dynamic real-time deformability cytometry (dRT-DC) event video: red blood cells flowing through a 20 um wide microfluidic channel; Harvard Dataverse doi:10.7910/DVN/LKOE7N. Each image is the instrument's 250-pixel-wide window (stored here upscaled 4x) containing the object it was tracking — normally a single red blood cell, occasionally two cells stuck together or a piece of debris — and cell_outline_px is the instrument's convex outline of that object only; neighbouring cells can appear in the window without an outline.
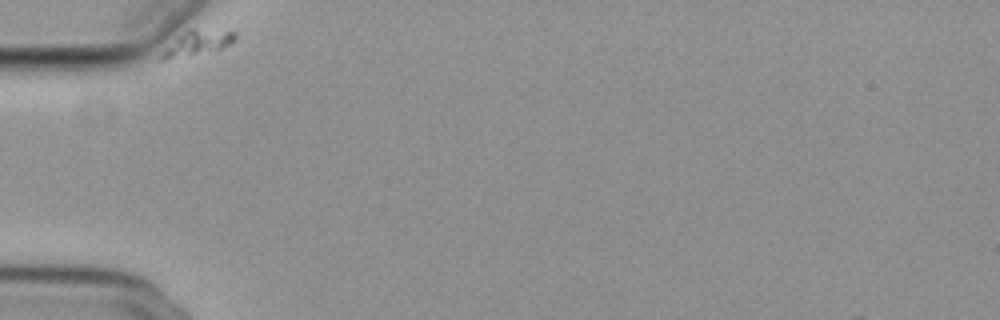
{"species": "common noctule bat (a hibernating species)", "species_latin": "Nyctalus noctula", "temperature_condition": "cold", "stored_images_in_passage": 40, "camera_frame_rate_fps": 3000, "um_per_image_px": 0.085, "animal": {"sex": "female", "body_mass_g": 29.2, "forearm_length_mm": 56.3}, "frame": {"image": 1, "passage_image": 1, "time_ms": 0.0, "image_size_px": [1000, 320], "cell_outline_px": [[236, 36], [224, 48], [216, 52], [164, 60], [160, 60], [160, 52], [188, 28], [192, 28], [236, 32]], "centroid_in_image_um": [16.75, 3.68], "position_along_channel_um": 68.2, "area_um2": 10.87}}